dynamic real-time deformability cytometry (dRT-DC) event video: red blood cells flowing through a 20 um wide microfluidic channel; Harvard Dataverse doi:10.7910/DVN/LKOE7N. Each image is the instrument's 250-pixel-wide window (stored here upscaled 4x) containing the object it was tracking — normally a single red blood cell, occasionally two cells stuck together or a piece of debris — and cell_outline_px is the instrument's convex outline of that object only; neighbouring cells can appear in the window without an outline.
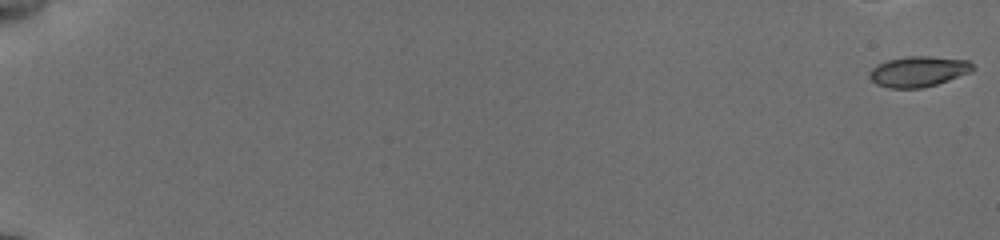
{"species": "common noctule bat (a hibernating species)", "species_latin": "Nyctalus noctula", "temperature_condition": "cold", "stored_images_in_passage": 57, "camera_frame_rate_fps": 3000, "um_per_image_px": 0.085, "animal": {"sex": "female", "body_mass_g": 19.5, "forearm_length_mm": 54.1}, "frame": {"image": 1, "passage_image": 1, "time_ms": 0.0, "image_size_px": [1000, 240], "cell_outline_px": [[976, 68], [972, 72], [936, 84], [920, 88], [888, 88], [876, 84], [868, 76], [872, 68], [876, 64], [888, 60], [908, 56], [932, 56], [968, 60]], "centroid_in_image_um": [78.07, 6.07], "position_along_channel_um": 6.9, "area_um2": 18.44}}